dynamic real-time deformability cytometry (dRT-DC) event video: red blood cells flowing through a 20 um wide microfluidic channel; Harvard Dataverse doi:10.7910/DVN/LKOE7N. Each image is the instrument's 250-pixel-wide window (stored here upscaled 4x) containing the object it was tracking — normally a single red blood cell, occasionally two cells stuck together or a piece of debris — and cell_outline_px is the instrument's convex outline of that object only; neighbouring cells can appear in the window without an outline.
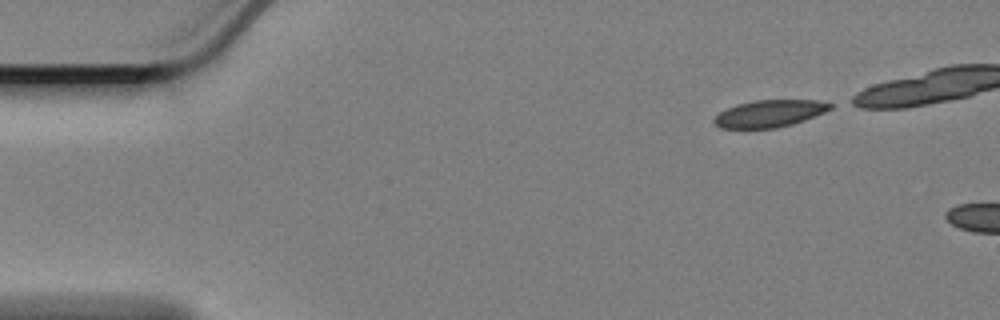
{"species": "Egyptian fruit bat (a non-hibernating species)", "species_latin": "Rousettus aegyptiacus", "temperature_condition": "cold", "stored_images_in_passage": 6, "camera_frame_rate_fps": 3000, "um_per_image_px": 0.085, "animal": {"sex": "female"}, "frame": {"image": 1, "passage_image": 1, "time_ms": 0.0, "image_size_px": [1000, 320], "cell_outline_px": [[836, 104], [832, 108], [824, 112], [804, 120], [792, 124], [776, 128], [720, 128], [712, 120], [720, 112], [736, 104], [756, 100], [820, 100]], "centroid_in_image_um": [65.45, 9.64], "position_along_channel_um": 19.6, "area_um2": 18.32}}